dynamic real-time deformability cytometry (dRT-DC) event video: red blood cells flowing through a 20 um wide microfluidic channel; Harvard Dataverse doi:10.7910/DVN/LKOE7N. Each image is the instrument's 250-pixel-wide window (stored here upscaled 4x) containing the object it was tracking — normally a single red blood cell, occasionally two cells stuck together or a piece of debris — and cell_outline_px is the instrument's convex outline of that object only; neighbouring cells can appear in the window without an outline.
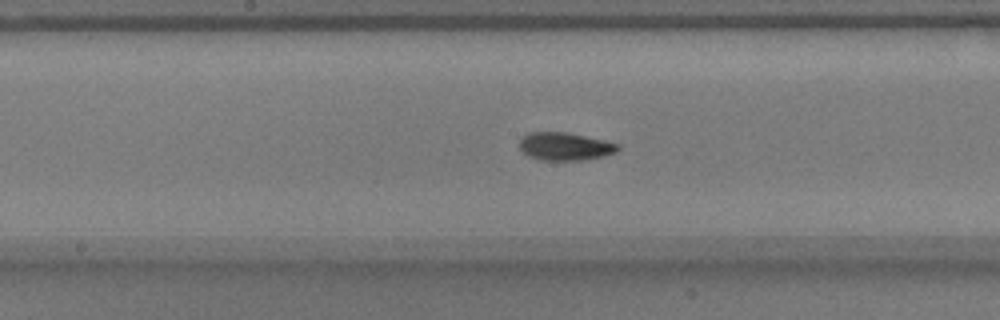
{"species": "common noctule bat (a hibernating species)", "species_latin": "Nyctalus noctula", "temperature_condition": "warm", "stored_images_in_passage": 53, "camera_frame_rate_fps": 3000, "um_per_image_px": 0.085, "animal": {"sex": "male", "body_mass_g": 17.9}, "frame": {"image": 1, "passage_image": 27, "time_ms": 8.667, "image_size_px": [1000, 320], "cell_outline_px": [[620, 148], [616, 152], [604, 156], [584, 160], [540, 160], [528, 156], [520, 148], [520, 140], [528, 132], [568, 132], [604, 140], [620, 144]], "centroid_in_image_um": [48.05, 12.44], "position_along_channel_um": 200.2, "area_um2": 16.07}}
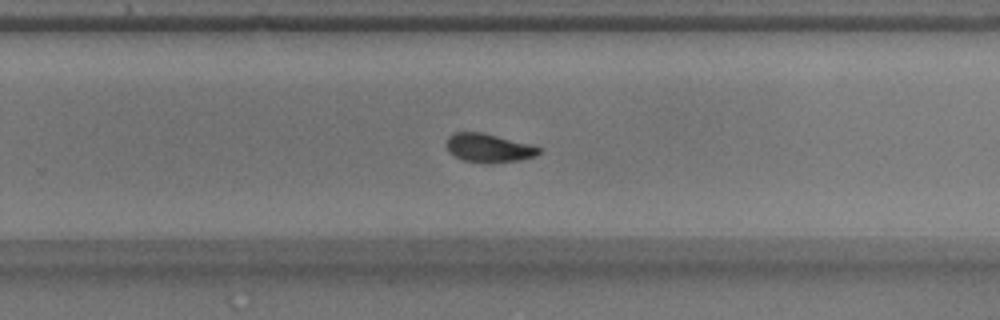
{"frame": {"image": 2, "passage_image": 34, "time_ms": 11.0, "image_size_px": [1000, 320], "cell_outline_px": [[540, 152], [536, 156], [520, 160], [492, 164], [484, 164], [464, 160], [448, 152], [448, 136], [452, 132], [484, 132], [528, 144], [540, 148]], "centroid_in_image_um": [41.53, 12.59], "position_along_channel_um": 288.3, "area_um2": 15.49}}
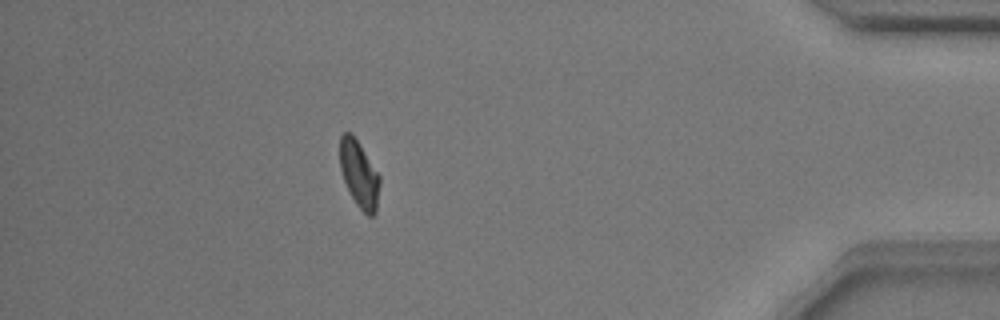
{"frame": {"image": 3, "passage_image": 47, "time_ms": 15.333, "image_size_px": [1000, 320], "cell_outline_px": [[380, 184], [376, 212], [372, 216], [368, 216], [356, 204], [344, 180], [340, 168], [340, 136], [344, 132], [352, 132], [380, 176]], "centroid_in_image_um": [30.53, 14.79], "position_along_channel_um": 404.7, "area_um2": 15.37}, "authors_computed_cell_mechanics": {"area_um2": 15.606, "velocity_mm_per_s": 3.7911, "shape_relaxation_time_tau1_ms": 3.7766, "shape_relaxation_time_tau2_ms": 2.3001, "deformation_change_tau1": 0.1371, "deformation_change_tau2": 0.0623}}